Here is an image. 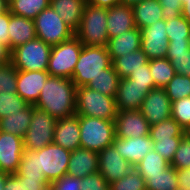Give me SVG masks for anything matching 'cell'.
<instances>
[{"mask_svg":"<svg viewBox=\"0 0 190 190\" xmlns=\"http://www.w3.org/2000/svg\"><path fill=\"white\" fill-rule=\"evenodd\" d=\"M115 122V137L135 138L149 135L150 125L140 110L118 111Z\"/></svg>","mask_w":190,"mask_h":190,"instance_id":"obj_13","label":"cell"},{"mask_svg":"<svg viewBox=\"0 0 190 190\" xmlns=\"http://www.w3.org/2000/svg\"><path fill=\"white\" fill-rule=\"evenodd\" d=\"M177 176L179 188L190 190V168L177 169Z\"/></svg>","mask_w":190,"mask_h":190,"instance_id":"obj_50","label":"cell"},{"mask_svg":"<svg viewBox=\"0 0 190 190\" xmlns=\"http://www.w3.org/2000/svg\"><path fill=\"white\" fill-rule=\"evenodd\" d=\"M181 14L190 23V1L183 4Z\"/></svg>","mask_w":190,"mask_h":190,"instance_id":"obj_53","label":"cell"},{"mask_svg":"<svg viewBox=\"0 0 190 190\" xmlns=\"http://www.w3.org/2000/svg\"><path fill=\"white\" fill-rule=\"evenodd\" d=\"M8 31L11 50L37 38L34 21L13 14L10 17Z\"/></svg>","mask_w":190,"mask_h":190,"instance_id":"obj_24","label":"cell"},{"mask_svg":"<svg viewBox=\"0 0 190 190\" xmlns=\"http://www.w3.org/2000/svg\"><path fill=\"white\" fill-rule=\"evenodd\" d=\"M136 28L132 6L117 4L108 8L107 31L109 38Z\"/></svg>","mask_w":190,"mask_h":190,"instance_id":"obj_21","label":"cell"},{"mask_svg":"<svg viewBox=\"0 0 190 190\" xmlns=\"http://www.w3.org/2000/svg\"><path fill=\"white\" fill-rule=\"evenodd\" d=\"M4 190H24L23 177L16 173L9 174L5 182Z\"/></svg>","mask_w":190,"mask_h":190,"instance_id":"obj_49","label":"cell"},{"mask_svg":"<svg viewBox=\"0 0 190 190\" xmlns=\"http://www.w3.org/2000/svg\"><path fill=\"white\" fill-rule=\"evenodd\" d=\"M52 46L35 38L12 50V63L17 70L47 71Z\"/></svg>","mask_w":190,"mask_h":190,"instance_id":"obj_8","label":"cell"},{"mask_svg":"<svg viewBox=\"0 0 190 190\" xmlns=\"http://www.w3.org/2000/svg\"><path fill=\"white\" fill-rule=\"evenodd\" d=\"M56 122V118L34 107L31 123L23 138L24 150L35 151L53 143Z\"/></svg>","mask_w":190,"mask_h":190,"instance_id":"obj_10","label":"cell"},{"mask_svg":"<svg viewBox=\"0 0 190 190\" xmlns=\"http://www.w3.org/2000/svg\"><path fill=\"white\" fill-rule=\"evenodd\" d=\"M50 185L46 179H32L23 177L24 190H44Z\"/></svg>","mask_w":190,"mask_h":190,"instance_id":"obj_48","label":"cell"},{"mask_svg":"<svg viewBox=\"0 0 190 190\" xmlns=\"http://www.w3.org/2000/svg\"><path fill=\"white\" fill-rule=\"evenodd\" d=\"M81 148L100 152L113 144L115 138L114 120H102L91 116H80Z\"/></svg>","mask_w":190,"mask_h":190,"instance_id":"obj_5","label":"cell"},{"mask_svg":"<svg viewBox=\"0 0 190 190\" xmlns=\"http://www.w3.org/2000/svg\"><path fill=\"white\" fill-rule=\"evenodd\" d=\"M12 62V50L9 46L0 43V65Z\"/></svg>","mask_w":190,"mask_h":190,"instance_id":"obj_51","label":"cell"},{"mask_svg":"<svg viewBox=\"0 0 190 190\" xmlns=\"http://www.w3.org/2000/svg\"><path fill=\"white\" fill-rule=\"evenodd\" d=\"M186 134L187 132L172 117L150 126L149 131L151 139L184 137Z\"/></svg>","mask_w":190,"mask_h":190,"instance_id":"obj_34","label":"cell"},{"mask_svg":"<svg viewBox=\"0 0 190 190\" xmlns=\"http://www.w3.org/2000/svg\"><path fill=\"white\" fill-rule=\"evenodd\" d=\"M166 58L175 69V73L190 77L189 42H169Z\"/></svg>","mask_w":190,"mask_h":190,"instance_id":"obj_27","label":"cell"},{"mask_svg":"<svg viewBox=\"0 0 190 190\" xmlns=\"http://www.w3.org/2000/svg\"><path fill=\"white\" fill-rule=\"evenodd\" d=\"M9 173L0 171V190H4L5 182Z\"/></svg>","mask_w":190,"mask_h":190,"instance_id":"obj_55","label":"cell"},{"mask_svg":"<svg viewBox=\"0 0 190 190\" xmlns=\"http://www.w3.org/2000/svg\"><path fill=\"white\" fill-rule=\"evenodd\" d=\"M165 20L176 18L182 12V0H159Z\"/></svg>","mask_w":190,"mask_h":190,"instance_id":"obj_46","label":"cell"},{"mask_svg":"<svg viewBox=\"0 0 190 190\" xmlns=\"http://www.w3.org/2000/svg\"><path fill=\"white\" fill-rule=\"evenodd\" d=\"M76 89L72 79L49 76L34 107L57 120L75 115Z\"/></svg>","mask_w":190,"mask_h":190,"instance_id":"obj_2","label":"cell"},{"mask_svg":"<svg viewBox=\"0 0 190 190\" xmlns=\"http://www.w3.org/2000/svg\"><path fill=\"white\" fill-rule=\"evenodd\" d=\"M183 137H170L165 139H152L153 150L159 153L169 163L172 162L174 154L179 147Z\"/></svg>","mask_w":190,"mask_h":190,"instance_id":"obj_41","label":"cell"},{"mask_svg":"<svg viewBox=\"0 0 190 190\" xmlns=\"http://www.w3.org/2000/svg\"><path fill=\"white\" fill-rule=\"evenodd\" d=\"M82 48L83 44L75 35L52 46L47 67L49 75L71 79Z\"/></svg>","mask_w":190,"mask_h":190,"instance_id":"obj_7","label":"cell"},{"mask_svg":"<svg viewBox=\"0 0 190 190\" xmlns=\"http://www.w3.org/2000/svg\"><path fill=\"white\" fill-rule=\"evenodd\" d=\"M110 190H146V183L141 174L133 168L125 176L109 184Z\"/></svg>","mask_w":190,"mask_h":190,"instance_id":"obj_37","label":"cell"},{"mask_svg":"<svg viewBox=\"0 0 190 190\" xmlns=\"http://www.w3.org/2000/svg\"><path fill=\"white\" fill-rule=\"evenodd\" d=\"M108 8L98 7L87 2L75 36L85 46H106L109 40L107 31Z\"/></svg>","mask_w":190,"mask_h":190,"instance_id":"obj_3","label":"cell"},{"mask_svg":"<svg viewBox=\"0 0 190 190\" xmlns=\"http://www.w3.org/2000/svg\"><path fill=\"white\" fill-rule=\"evenodd\" d=\"M28 103L17 93L6 92L0 94V119L11 114L19 113Z\"/></svg>","mask_w":190,"mask_h":190,"instance_id":"obj_38","label":"cell"},{"mask_svg":"<svg viewBox=\"0 0 190 190\" xmlns=\"http://www.w3.org/2000/svg\"><path fill=\"white\" fill-rule=\"evenodd\" d=\"M121 78L111 65L103 70V73L92 79L87 87L100 92L101 94L116 97Z\"/></svg>","mask_w":190,"mask_h":190,"instance_id":"obj_29","label":"cell"},{"mask_svg":"<svg viewBox=\"0 0 190 190\" xmlns=\"http://www.w3.org/2000/svg\"><path fill=\"white\" fill-rule=\"evenodd\" d=\"M24 153L23 138L0 131V171L9 174L17 172Z\"/></svg>","mask_w":190,"mask_h":190,"instance_id":"obj_14","label":"cell"},{"mask_svg":"<svg viewBox=\"0 0 190 190\" xmlns=\"http://www.w3.org/2000/svg\"><path fill=\"white\" fill-rule=\"evenodd\" d=\"M50 3L51 0H9V10L13 15L33 20Z\"/></svg>","mask_w":190,"mask_h":190,"instance_id":"obj_31","label":"cell"},{"mask_svg":"<svg viewBox=\"0 0 190 190\" xmlns=\"http://www.w3.org/2000/svg\"><path fill=\"white\" fill-rule=\"evenodd\" d=\"M149 59L147 55L140 49L129 52L127 55L117 57L112 61V66L121 79L128 76L147 64Z\"/></svg>","mask_w":190,"mask_h":190,"instance_id":"obj_28","label":"cell"},{"mask_svg":"<svg viewBox=\"0 0 190 190\" xmlns=\"http://www.w3.org/2000/svg\"><path fill=\"white\" fill-rule=\"evenodd\" d=\"M143 0H119L120 4L133 6L134 4L140 3Z\"/></svg>","mask_w":190,"mask_h":190,"instance_id":"obj_56","label":"cell"},{"mask_svg":"<svg viewBox=\"0 0 190 190\" xmlns=\"http://www.w3.org/2000/svg\"><path fill=\"white\" fill-rule=\"evenodd\" d=\"M171 102L190 96V77L175 74L164 87Z\"/></svg>","mask_w":190,"mask_h":190,"instance_id":"obj_36","label":"cell"},{"mask_svg":"<svg viewBox=\"0 0 190 190\" xmlns=\"http://www.w3.org/2000/svg\"><path fill=\"white\" fill-rule=\"evenodd\" d=\"M9 10V0H0V14Z\"/></svg>","mask_w":190,"mask_h":190,"instance_id":"obj_54","label":"cell"},{"mask_svg":"<svg viewBox=\"0 0 190 190\" xmlns=\"http://www.w3.org/2000/svg\"><path fill=\"white\" fill-rule=\"evenodd\" d=\"M88 0H51L50 5L65 24L76 32Z\"/></svg>","mask_w":190,"mask_h":190,"instance_id":"obj_23","label":"cell"},{"mask_svg":"<svg viewBox=\"0 0 190 190\" xmlns=\"http://www.w3.org/2000/svg\"><path fill=\"white\" fill-rule=\"evenodd\" d=\"M171 117L186 132L190 129V96L172 102Z\"/></svg>","mask_w":190,"mask_h":190,"instance_id":"obj_39","label":"cell"},{"mask_svg":"<svg viewBox=\"0 0 190 190\" xmlns=\"http://www.w3.org/2000/svg\"><path fill=\"white\" fill-rule=\"evenodd\" d=\"M168 44L165 19L141 29L140 48L149 60L166 58Z\"/></svg>","mask_w":190,"mask_h":190,"instance_id":"obj_11","label":"cell"},{"mask_svg":"<svg viewBox=\"0 0 190 190\" xmlns=\"http://www.w3.org/2000/svg\"><path fill=\"white\" fill-rule=\"evenodd\" d=\"M53 143L70 151L81 147L80 127L77 114L57 120Z\"/></svg>","mask_w":190,"mask_h":190,"instance_id":"obj_19","label":"cell"},{"mask_svg":"<svg viewBox=\"0 0 190 190\" xmlns=\"http://www.w3.org/2000/svg\"><path fill=\"white\" fill-rule=\"evenodd\" d=\"M128 79L134 81V84L139 86H155L151 71L149 68V62L142 66V68L133 71L129 76Z\"/></svg>","mask_w":190,"mask_h":190,"instance_id":"obj_44","label":"cell"},{"mask_svg":"<svg viewBox=\"0 0 190 190\" xmlns=\"http://www.w3.org/2000/svg\"><path fill=\"white\" fill-rule=\"evenodd\" d=\"M186 1H190V0H182V5H183Z\"/></svg>","mask_w":190,"mask_h":190,"instance_id":"obj_58","label":"cell"},{"mask_svg":"<svg viewBox=\"0 0 190 190\" xmlns=\"http://www.w3.org/2000/svg\"><path fill=\"white\" fill-rule=\"evenodd\" d=\"M171 105L165 88L156 87L147 93L139 110L148 124L153 126L171 117Z\"/></svg>","mask_w":190,"mask_h":190,"instance_id":"obj_12","label":"cell"},{"mask_svg":"<svg viewBox=\"0 0 190 190\" xmlns=\"http://www.w3.org/2000/svg\"><path fill=\"white\" fill-rule=\"evenodd\" d=\"M149 68L155 88H164L176 74L174 67L167 58L149 60Z\"/></svg>","mask_w":190,"mask_h":190,"instance_id":"obj_32","label":"cell"},{"mask_svg":"<svg viewBox=\"0 0 190 190\" xmlns=\"http://www.w3.org/2000/svg\"><path fill=\"white\" fill-rule=\"evenodd\" d=\"M89 3L98 7L110 8L119 4V0H88Z\"/></svg>","mask_w":190,"mask_h":190,"instance_id":"obj_52","label":"cell"},{"mask_svg":"<svg viewBox=\"0 0 190 190\" xmlns=\"http://www.w3.org/2000/svg\"><path fill=\"white\" fill-rule=\"evenodd\" d=\"M99 154L96 151H91L85 148H77L71 151L67 174L84 178L89 174H94L99 171Z\"/></svg>","mask_w":190,"mask_h":190,"instance_id":"obj_20","label":"cell"},{"mask_svg":"<svg viewBox=\"0 0 190 190\" xmlns=\"http://www.w3.org/2000/svg\"><path fill=\"white\" fill-rule=\"evenodd\" d=\"M170 165L175 169L190 168V136L188 134L182 138Z\"/></svg>","mask_w":190,"mask_h":190,"instance_id":"obj_42","label":"cell"},{"mask_svg":"<svg viewBox=\"0 0 190 190\" xmlns=\"http://www.w3.org/2000/svg\"><path fill=\"white\" fill-rule=\"evenodd\" d=\"M132 9L135 25L140 30L164 19L159 0H143L134 4Z\"/></svg>","mask_w":190,"mask_h":190,"instance_id":"obj_25","label":"cell"},{"mask_svg":"<svg viewBox=\"0 0 190 190\" xmlns=\"http://www.w3.org/2000/svg\"><path fill=\"white\" fill-rule=\"evenodd\" d=\"M81 178L65 174L60 179L53 181L50 186L53 190H81Z\"/></svg>","mask_w":190,"mask_h":190,"instance_id":"obj_45","label":"cell"},{"mask_svg":"<svg viewBox=\"0 0 190 190\" xmlns=\"http://www.w3.org/2000/svg\"><path fill=\"white\" fill-rule=\"evenodd\" d=\"M170 163L154 150L149 151L134 168L145 179L147 175L161 174Z\"/></svg>","mask_w":190,"mask_h":190,"instance_id":"obj_33","label":"cell"},{"mask_svg":"<svg viewBox=\"0 0 190 190\" xmlns=\"http://www.w3.org/2000/svg\"><path fill=\"white\" fill-rule=\"evenodd\" d=\"M34 105H27L19 113H14L8 117L0 119V131L17 135L21 138L25 137L32 118V110Z\"/></svg>","mask_w":190,"mask_h":190,"instance_id":"obj_26","label":"cell"},{"mask_svg":"<svg viewBox=\"0 0 190 190\" xmlns=\"http://www.w3.org/2000/svg\"><path fill=\"white\" fill-rule=\"evenodd\" d=\"M71 151L50 143L35 151L24 150L17 175L46 179L50 184L67 174Z\"/></svg>","mask_w":190,"mask_h":190,"instance_id":"obj_1","label":"cell"},{"mask_svg":"<svg viewBox=\"0 0 190 190\" xmlns=\"http://www.w3.org/2000/svg\"><path fill=\"white\" fill-rule=\"evenodd\" d=\"M18 70L12 62L0 65V94L16 93Z\"/></svg>","mask_w":190,"mask_h":190,"instance_id":"obj_40","label":"cell"},{"mask_svg":"<svg viewBox=\"0 0 190 190\" xmlns=\"http://www.w3.org/2000/svg\"><path fill=\"white\" fill-rule=\"evenodd\" d=\"M111 65L112 61L106 46L89 47L83 45L71 79L77 88L87 86L92 79H95Z\"/></svg>","mask_w":190,"mask_h":190,"instance_id":"obj_4","label":"cell"},{"mask_svg":"<svg viewBox=\"0 0 190 190\" xmlns=\"http://www.w3.org/2000/svg\"><path fill=\"white\" fill-rule=\"evenodd\" d=\"M140 43L141 30L136 27L119 36L109 38L106 47L111 61H113L117 57L127 55L129 52L140 49Z\"/></svg>","mask_w":190,"mask_h":190,"instance_id":"obj_22","label":"cell"},{"mask_svg":"<svg viewBox=\"0 0 190 190\" xmlns=\"http://www.w3.org/2000/svg\"><path fill=\"white\" fill-rule=\"evenodd\" d=\"M44 190H53V188L49 185L47 188H45Z\"/></svg>","mask_w":190,"mask_h":190,"instance_id":"obj_57","label":"cell"},{"mask_svg":"<svg viewBox=\"0 0 190 190\" xmlns=\"http://www.w3.org/2000/svg\"><path fill=\"white\" fill-rule=\"evenodd\" d=\"M33 21L37 38L51 46L58 45L75 35L51 5L38 14Z\"/></svg>","mask_w":190,"mask_h":190,"instance_id":"obj_9","label":"cell"},{"mask_svg":"<svg viewBox=\"0 0 190 190\" xmlns=\"http://www.w3.org/2000/svg\"><path fill=\"white\" fill-rule=\"evenodd\" d=\"M144 180L146 190H177L179 188L177 169L171 165L161 174L147 175Z\"/></svg>","mask_w":190,"mask_h":190,"instance_id":"obj_30","label":"cell"},{"mask_svg":"<svg viewBox=\"0 0 190 190\" xmlns=\"http://www.w3.org/2000/svg\"><path fill=\"white\" fill-rule=\"evenodd\" d=\"M114 148L133 166L138 164L143 157L153 150V140L149 135L135 138H114Z\"/></svg>","mask_w":190,"mask_h":190,"instance_id":"obj_18","label":"cell"},{"mask_svg":"<svg viewBox=\"0 0 190 190\" xmlns=\"http://www.w3.org/2000/svg\"><path fill=\"white\" fill-rule=\"evenodd\" d=\"M115 98L101 94L87 86L76 89V114L102 120H115L117 115Z\"/></svg>","mask_w":190,"mask_h":190,"instance_id":"obj_6","label":"cell"},{"mask_svg":"<svg viewBox=\"0 0 190 190\" xmlns=\"http://www.w3.org/2000/svg\"><path fill=\"white\" fill-rule=\"evenodd\" d=\"M155 86H139L128 78L120 80L115 103L117 111L139 110L147 93Z\"/></svg>","mask_w":190,"mask_h":190,"instance_id":"obj_16","label":"cell"},{"mask_svg":"<svg viewBox=\"0 0 190 190\" xmlns=\"http://www.w3.org/2000/svg\"><path fill=\"white\" fill-rule=\"evenodd\" d=\"M80 188L81 190H110L109 183L99 172L81 178Z\"/></svg>","mask_w":190,"mask_h":190,"instance_id":"obj_43","label":"cell"},{"mask_svg":"<svg viewBox=\"0 0 190 190\" xmlns=\"http://www.w3.org/2000/svg\"><path fill=\"white\" fill-rule=\"evenodd\" d=\"M98 154V172L109 184L119 180L134 168L131 163H129L119 154L113 145L104 148Z\"/></svg>","mask_w":190,"mask_h":190,"instance_id":"obj_15","label":"cell"},{"mask_svg":"<svg viewBox=\"0 0 190 190\" xmlns=\"http://www.w3.org/2000/svg\"><path fill=\"white\" fill-rule=\"evenodd\" d=\"M49 76L47 71L18 70L16 93L29 105H35Z\"/></svg>","mask_w":190,"mask_h":190,"instance_id":"obj_17","label":"cell"},{"mask_svg":"<svg viewBox=\"0 0 190 190\" xmlns=\"http://www.w3.org/2000/svg\"><path fill=\"white\" fill-rule=\"evenodd\" d=\"M11 12L8 10L3 14H0V43L10 47V38L8 26L10 22Z\"/></svg>","mask_w":190,"mask_h":190,"instance_id":"obj_47","label":"cell"},{"mask_svg":"<svg viewBox=\"0 0 190 190\" xmlns=\"http://www.w3.org/2000/svg\"><path fill=\"white\" fill-rule=\"evenodd\" d=\"M166 33L169 42H188L190 23L182 15L166 20Z\"/></svg>","mask_w":190,"mask_h":190,"instance_id":"obj_35","label":"cell"},{"mask_svg":"<svg viewBox=\"0 0 190 190\" xmlns=\"http://www.w3.org/2000/svg\"><path fill=\"white\" fill-rule=\"evenodd\" d=\"M177 190H188L187 188L186 189H184V188H178Z\"/></svg>","mask_w":190,"mask_h":190,"instance_id":"obj_59","label":"cell"}]
</instances>
